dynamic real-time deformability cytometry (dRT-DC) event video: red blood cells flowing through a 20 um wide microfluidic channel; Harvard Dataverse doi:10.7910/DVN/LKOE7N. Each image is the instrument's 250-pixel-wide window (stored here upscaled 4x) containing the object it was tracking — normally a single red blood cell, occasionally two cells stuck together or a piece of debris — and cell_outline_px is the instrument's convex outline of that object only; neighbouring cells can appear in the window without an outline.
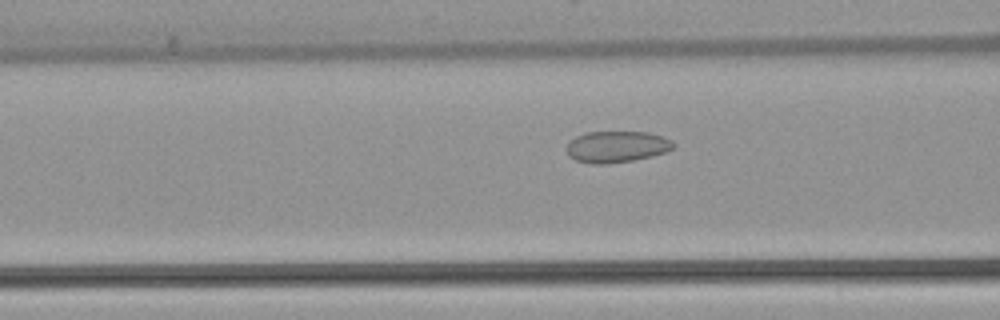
{"species": "common noctule bat (a hibernating species)", "species_latin": "Nyctalus noctula", "temperature_condition": "warm", "stored_images_in_passage": 53, "camera_frame_rate_fps": 3000, "um_per_image_px": 0.085, "animal": {"sex": "female", "body_mass_g": 22.7, "forearm_length_mm": 54.2}, "frame": {"image": 1, "passage_image": 21, "time_ms": 6.667, "image_size_px": [1000, 320], "cell_outline_px": [[676, 144], [672, 148], [664, 152], [652, 156], [632, 160], [608, 164], [592, 164], [576, 160], [568, 156], [568, 140], [584, 132], [648, 132], [672, 140]], "centroid_in_image_um": [52.39, 12.47], "position_along_channel_um": 114.2, "area_um2": 19.54}}
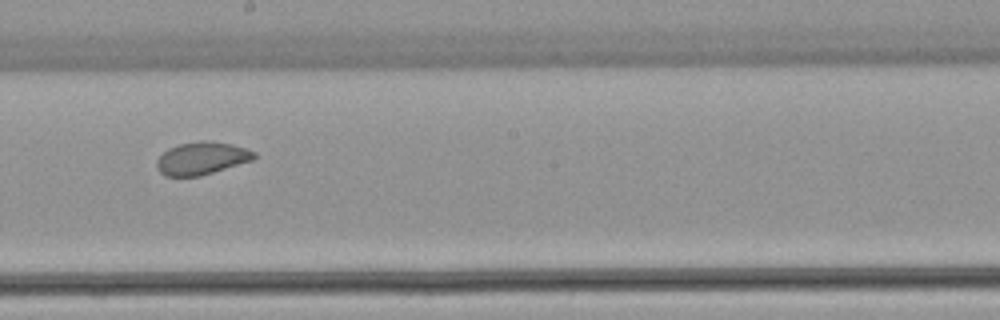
{"frame": {"image": 2, "passage_image": 30, "time_ms": 9.667, "image_size_px": [1000, 320], "cell_outline_px": [[256, 156], [252, 160], [200, 176], [164, 176], [156, 168], [156, 160], [168, 148], [180, 144], [200, 140], [208, 140], [232, 144], [256, 152]], "centroid_in_image_um": [17.12, 13.45], "position_along_channel_um": 231.1, "area_um2": 18.5}}
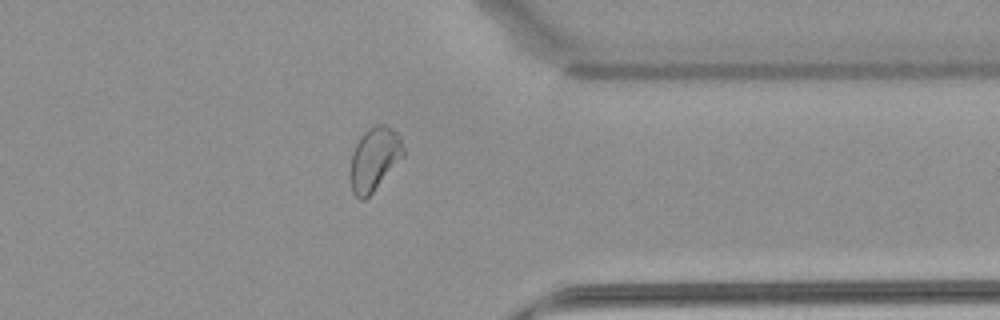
{"frame": {"image": 3, "passage_image": 42, "time_ms": 13.667, "image_size_px": [1000, 320], "cell_outline_px": [[404, 156], [372, 192], [364, 200], [360, 200], [352, 192], [348, 176], [352, 152], [360, 136], [368, 128], [376, 124], [384, 124], [392, 128], [400, 136], [404, 148]], "centroid_in_image_um": [31.79, 13.51], "position_along_channel_um": 379.6, "area_um2": 19.83}, "authors_computed_cell_mechanics": {"area_um2": 21.7906, "velocity_mm_per_s": 3.8944, "shape_relaxation_time_tau1_ms": null, "shape_relaxation_time_tau2_ms": 0.852, "deformation_change_tau1": null, "deformation_change_tau2": 0.0491}}